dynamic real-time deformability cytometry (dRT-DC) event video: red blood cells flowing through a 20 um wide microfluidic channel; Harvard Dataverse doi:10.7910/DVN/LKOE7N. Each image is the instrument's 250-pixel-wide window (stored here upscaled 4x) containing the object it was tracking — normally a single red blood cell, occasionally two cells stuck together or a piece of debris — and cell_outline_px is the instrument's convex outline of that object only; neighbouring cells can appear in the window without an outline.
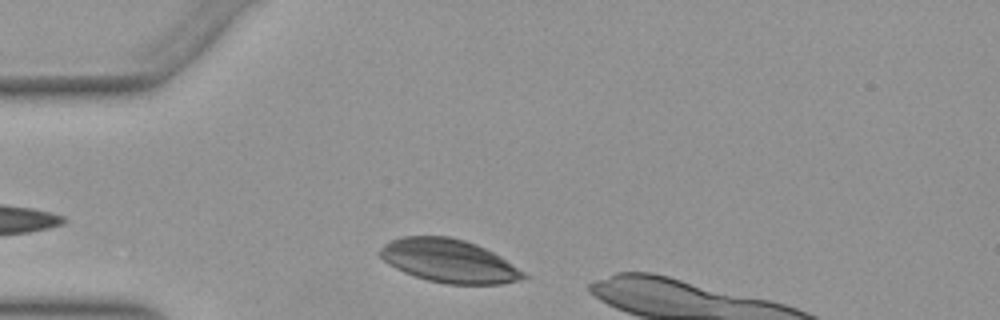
{"species": "Egyptian fruit bat (a non-hibernating species)", "species_latin": "Rousettus aegyptiacus", "temperature_condition": "warm", "stored_images_in_passage": 8, "camera_frame_rate_fps": 3000, "um_per_image_px": 0.085, "animal": {"sex": "female"}, "frame": {"image": 1, "passage_image": 2, "time_ms": 0.333, "image_size_px": [1000, 320], "cell_outline_px": [[528, 276], [520, 280], [500, 284], [448, 284], [428, 280], [404, 272], [396, 268], [384, 260], [376, 252], [384, 244], [400, 236], [448, 236], [464, 240], [476, 244], [500, 256], [524, 272]], "centroid_in_image_um": [38.14, 22.17], "position_along_channel_um": 46.9, "area_um2": 35.95}}
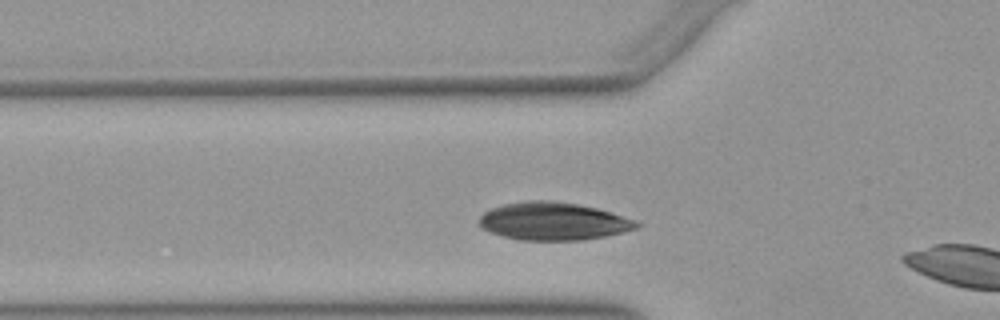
{"frame": {"image": 2, "passage_image": 6, "time_ms": 1.667, "image_size_px": [1000, 320], "cell_outline_px": [[644, 224], [636, 228], [604, 236], [580, 240], [520, 240], [504, 236], [492, 232], [484, 228], [480, 224], [480, 216], [484, 212], [492, 208], [504, 204], [524, 200], [552, 200], [576, 204], [596, 208], [636, 220]], "centroid_in_image_um": [47.04, 18.8], "position_along_channel_um": 78.8, "area_um2": 34.33}}